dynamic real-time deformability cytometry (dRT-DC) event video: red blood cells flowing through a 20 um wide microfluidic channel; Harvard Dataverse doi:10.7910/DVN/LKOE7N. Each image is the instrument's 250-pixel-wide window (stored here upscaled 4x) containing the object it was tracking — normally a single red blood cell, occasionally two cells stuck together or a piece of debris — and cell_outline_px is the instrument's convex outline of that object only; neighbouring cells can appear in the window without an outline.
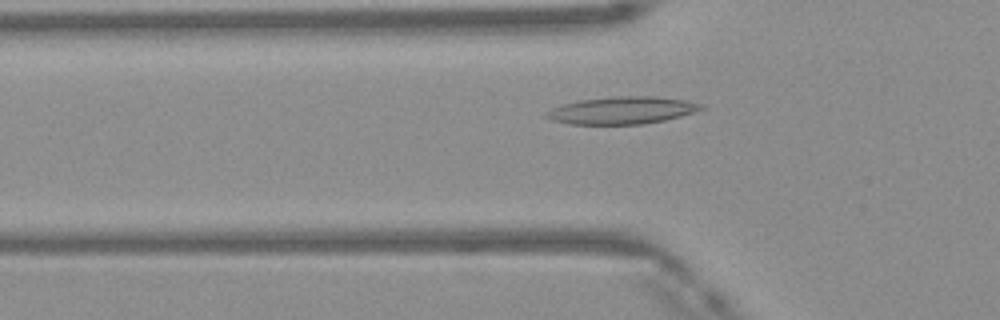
{"species": "Egyptian fruit bat (a non-hibernating species)", "species_latin": "Rousettus aegyptiacus", "temperature_condition": "warm", "stored_images_in_passage": 44, "camera_frame_rate_fps": 3000, "um_per_image_px": 0.085, "frame": {"image": 1, "passage_image": 12, "time_ms": 3.667, "image_size_px": [1000, 320], "cell_outline_px": [[708, 108], [680, 116], [664, 120], [640, 124], [572, 124], [552, 120], [544, 116], [544, 112], [552, 108], [564, 104], [580, 100], [616, 96], [656, 96], [684, 100], [704, 104]], "centroid_in_image_um": [52.9, 9.37], "position_along_channel_um": 72.9, "area_um2": 24.62}}
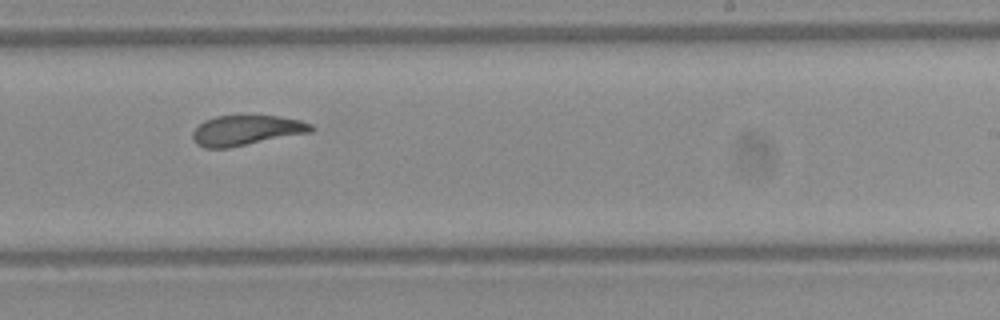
{"frame": {"image": 2, "passage_image": 26, "time_ms": 8.333, "image_size_px": [1000, 320], "cell_outline_px": [[316, 128], [312, 132], [228, 148], [204, 148], [196, 144], [192, 136], [192, 132], [204, 120], [216, 116], [280, 116], [300, 120], [312, 124]], "centroid_in_image_um": [20.96, 11.08], "position_along_channel_um": 268.0, "area_um2": 20.81}}
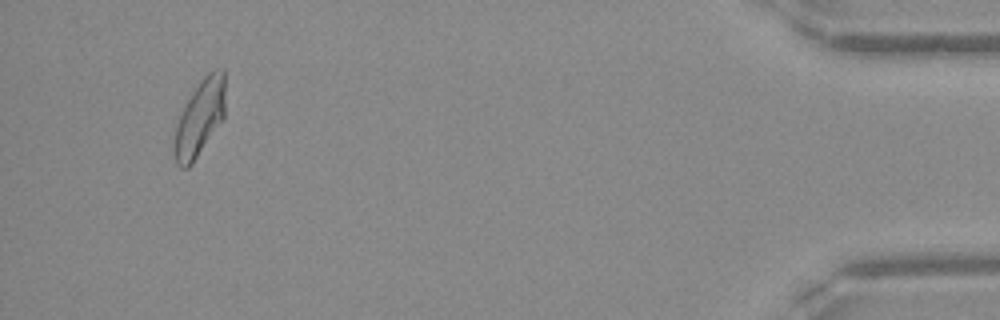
{"frame": {"image": 3, "passage_image": 42, "time_ms": 13.667, "image_size_px": [1000, 320], "cell_outline_px": [[224, 120], [192, 164], [188, 168], [180, 168], [176, 164], [176, 116], [200, 80], [208, 72], [216, 68], [224, 68]], "centroid_in_image_um": [17.0, 9.99], "position_along_channel_um": 418.2, "area_um2": 22.77}, "authors_computed_cell_mechanics": {"area_um2": 22.2819, "velocity_mm_per_s": 4.1658, "shape_relaxation_time_tau1_ms": 6.7069, "shape_relaxation_time_tau2_ms": 1.5317, "deformation_change_tau1": 0.2069, "deformation_change_tau2": 0.0906}}